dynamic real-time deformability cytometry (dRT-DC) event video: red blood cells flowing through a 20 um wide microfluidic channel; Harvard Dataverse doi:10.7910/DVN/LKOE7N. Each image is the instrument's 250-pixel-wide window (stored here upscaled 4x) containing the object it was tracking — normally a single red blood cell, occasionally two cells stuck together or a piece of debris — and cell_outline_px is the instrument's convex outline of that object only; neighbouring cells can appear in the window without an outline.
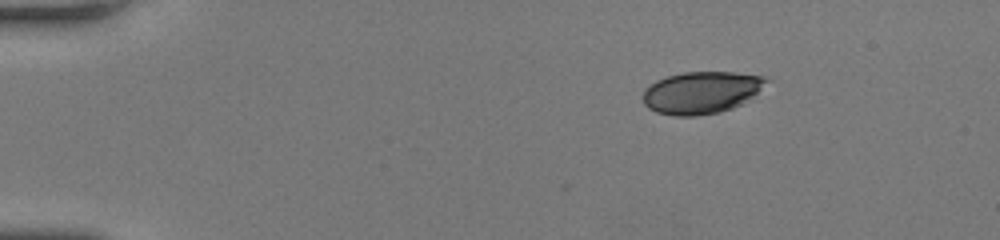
{"species": "human", "species_latin": "Homo sapiens", "temperature_condition": "room temperature", "stored_images_in_passage": 46, "camera_frame_rate_fps": 3000, "um_per_image_px": 0.085, "donor": {"sex": "female"}, "frame": {"image": 1, "passage_image": 1, "time_ms": 0.0, "image_size_px": [1000, 240], "cell_outline_px": [[772, 80], [752, 96], [740, 104], [732, 108], [720, 112], [696, 116], [672, 116], [656, 112], [648, 108], [644, 104], [644, 88], [656, 80], [668, 76], [684, 72], [732, 72], [764, 76]], "centroid_in_image_um": [59.61, 7.86], "position_along_channel_um": 25.4, "area_um2": 30.35}}
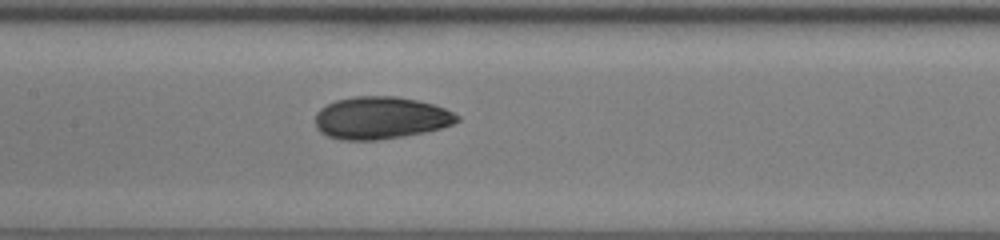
{"frame": {"image": 2, "passage_image": 20, "time_ms": 6.333, "image_size_px": [1000, 240], "cell_outline_px": [[460, 120], [452, 124], [440, 128], [424, 132], [404, 136], [376, 140], [340, 140], [328, 136], [320, 132], [316, 128], [316, 112], [320, 108], [336, 100], [356, 96], [396, 96], [416, 100], [432, 104], [444, 108], [460, 116]], "centroid_in_image_um": [32.34, 10.02], "position_along_channel_um": 175.1, "area_um2": 34.97}}
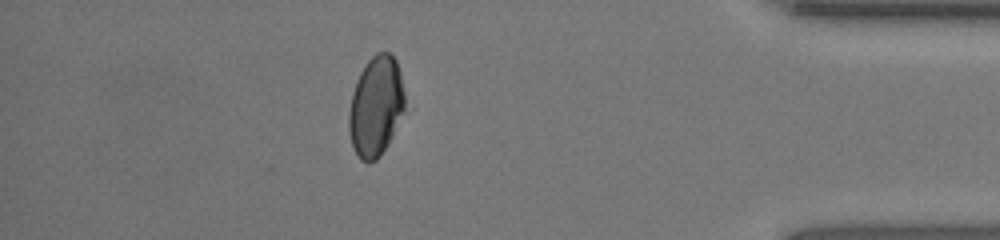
{"frame": {"image": 3, "passage_image": 40, "time_ms": 13.0, "image_size_px": [1000, 240], "cell_outline_px": [[412, 108], [380, 156], [376, 160], [368, 164], [360, 160], [356, 156], [352, 144], [348, 124], [348, 112], [352, 92], [356, 80], [364, 64], [376, 52], [388, 52], [396, 60]], "centroid_in_image_um": [32.04, 9.06], "position_along_channel_um": 403.2, "area_um2": 34.51}, "authors_computed_cell_mechanics": {"area_um2": 34.0731, "velocity_mm_per_s": 3.9514, "shape_relaxation_time_tau1_ms": 6.4193, "shape_relaxation_time_tau2_ms": 2.0647, "deformation_change_tau1": 0.1654, "deformation_change_tau2": 0.0605}}